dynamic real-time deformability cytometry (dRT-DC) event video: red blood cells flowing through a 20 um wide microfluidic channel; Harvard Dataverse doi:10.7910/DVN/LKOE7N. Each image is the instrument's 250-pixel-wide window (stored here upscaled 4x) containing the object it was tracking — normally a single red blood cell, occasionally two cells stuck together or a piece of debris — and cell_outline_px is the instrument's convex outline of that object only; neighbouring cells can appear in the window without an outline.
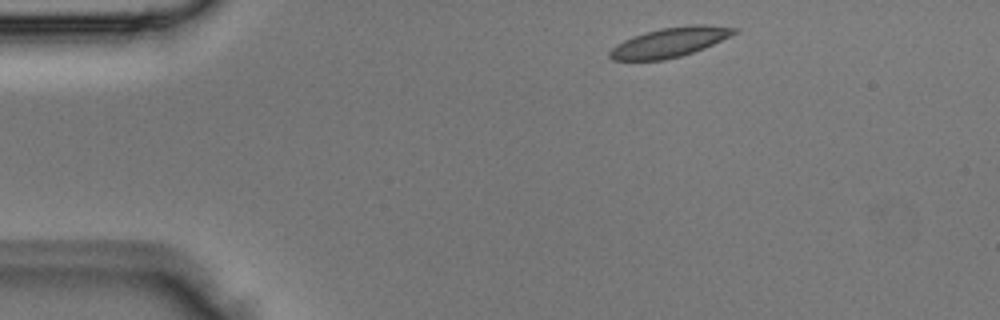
{"species": "Egyptian fruit bat (a non-hibernating species)", "species_latin": "Rousettus aegyptiacus", "temperature_condition": "room temperature", "stored_images_in_passage": 2, "segment_of_instrument_passage": [2, 2], "camera_frame_rate_fps": 3000, "um_per_image_px": 0.085, "animal": {"sex": "male"}, "frame": {"image": 1, "passage_image": 2, "time_ms": 0.333, "image_size_px": [1000, 320], "cell_outline_px": [[740, 32], [704, 48], [680, 56], [664, 60], [612, 60], [608, 56], [608, 52], [616, 44], [624, 40], [660, 28], [692, 24], [704, 24], [740, 28]], "centroid_in_image_um": [56.98, 3.58], "position_along_channel_um": 28.0, "area_um2": 21.44}}